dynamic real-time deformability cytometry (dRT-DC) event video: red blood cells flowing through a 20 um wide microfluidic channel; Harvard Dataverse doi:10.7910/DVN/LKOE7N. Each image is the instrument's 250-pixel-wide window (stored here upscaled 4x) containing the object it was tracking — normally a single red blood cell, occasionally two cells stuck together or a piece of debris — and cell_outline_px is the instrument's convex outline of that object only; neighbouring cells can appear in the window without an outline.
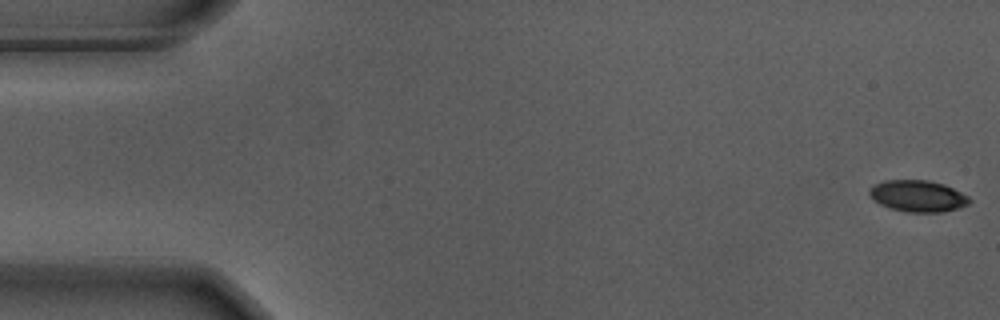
{"species": "Egyptian fruit bat (a non-hibernating species)", "species_latin": "Rousettus aegyptiacus", "temperature_condition": "warm", "stored_images_in_passage": 56, "camera_frame_rate_fps": 3000, "um_per_image_px": 0.085, "animal": {"sex": "male"}, "frame": {"image": 1, "passage_image": 1, "time_ms": 0.0, "image_size_px": [1000, 320], "cell_outline_px": [[972, 200], [968, 204], [960, 208], [940, 212], [908, 212], [892, 208], [880, 204], [868, 196], [868, 188], [884, 180], [928, 180], [944, 184], [968, 196]], "centroid_in_image_um": [78.0, 16.66], "position_along_channel_um": 7.0, "area_um2": 18.38}}
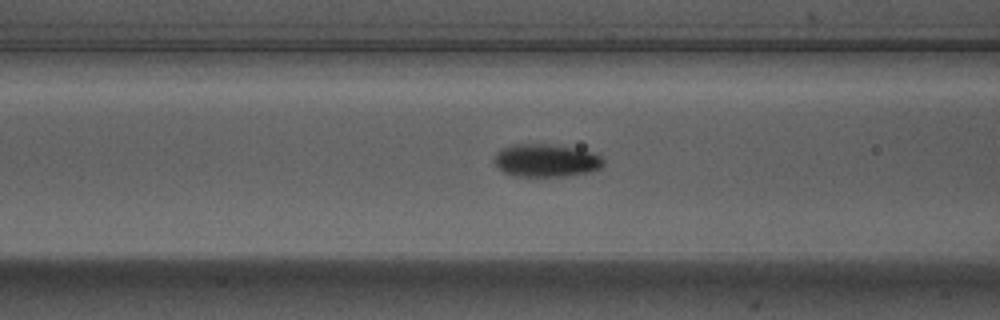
{"frame": {"image": 2, "passage_image": 22, "time_ms": 7.0, "image_size_px": [1000, 320], "cell_outline_px": [[604, 164], [600, 168], [588, 172], [568, 176], [512, 176], [504, 172], [492, 160], [496, 152], [500, 148], [512, 144], [544, 144], [576, 148], [592, 152], [600, 156], [604, 160]], "centroid_in_image_um": [46.38, 13.64], "position_along_channel_um": 120.2, "area_um2": 20.98}}
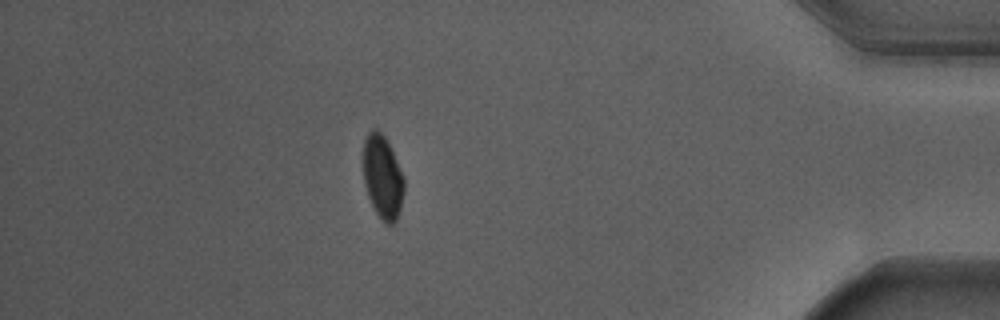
{"frame": {"image": 3, "passage_image": 49, "time_ms": 16.0, "image_size_px": [1000, 320], "cell_outline_px": [[404, 192], [400, 208], [396, 220], [392, 224], [388, 224], [376, 212], [368, 196], [364, 184], [364, 140], [368, 132], [372, 128], [376, 128], [384, 136], [404, 176]], "centroid_in_image_um": [32.52, 15.03], "position_along_channel_um": 402.7, "area_um2": 19.48}, "authors_computed_cell_mechanics": {"area_um2": 20.0566, "velocity_mm_per_s": 3.6822, "shape_relaxation_time_tau1_ms": 2.5356, "shape_relaxation_time_tau2_ms": null, "deformation_change_tau1": 0.127, "deformation_change_tau2": null}}